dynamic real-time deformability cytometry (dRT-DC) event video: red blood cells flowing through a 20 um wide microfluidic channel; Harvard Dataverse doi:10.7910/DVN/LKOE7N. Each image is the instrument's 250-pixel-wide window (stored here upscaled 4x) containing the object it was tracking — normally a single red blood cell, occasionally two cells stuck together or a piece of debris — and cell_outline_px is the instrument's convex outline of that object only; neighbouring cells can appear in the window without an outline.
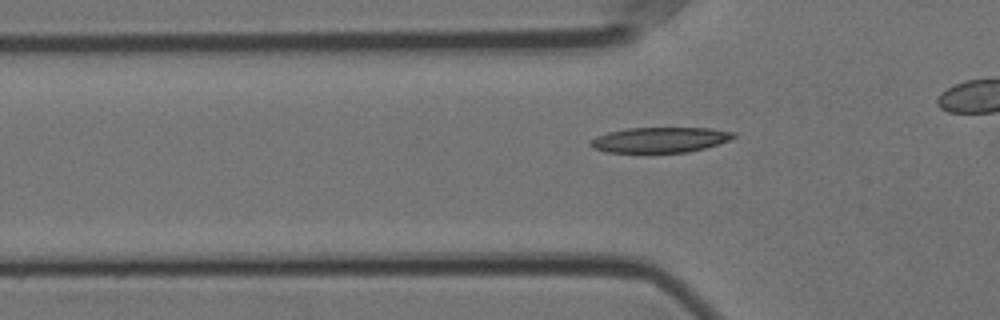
{"species": "Egyptian fruit bat (a non-hibernating species)", "species_latin": "Rousettus aegyptiacus", "temperature_condition": "cold", "stored_images_in_passage": 45, "camera_frame_rate_fps": 3000, "um_per_image_px": 0.085, "animal": {"sex": "female"}, "frame": {"image": 1, "passage_image": 18, "time_ms": 5.667, "image_size_px": [1000, 320], "cell_outline_px": [[736, 136], [728, 140], [704, 148], [688, 152], [608, 152], [592, 148], [588, 144], [588, 140], [596, 136], [608, 132], [628, 128], [708, 128], [736, 132]], "centroid_in_image_um": [56.04, 11.88], "position_along_channel_um": 69.8, "area_um2": 21.04}}
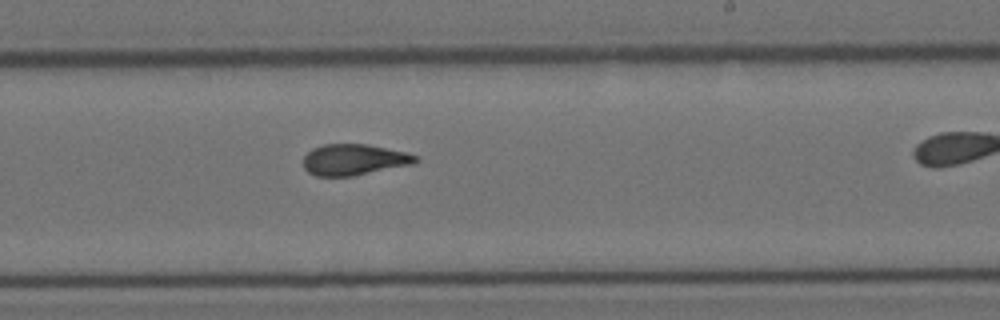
{"frame": {"image": 2, "passage_image": 34, "time_ms": 11.0, "image_size_px": [1000, 320], "cell_outline_px": [[420, 160], [412, 164], [352, 176], [316, 176], [308, 172], [304, 168], [304, 156], [312, 148], [324, 144], [368, 144], [404, 152], [416, 156]], "centroid_in_image_um": [30.06, 13.57], "position_along_channel_um": 258.9, "area_um2": 20.17}}
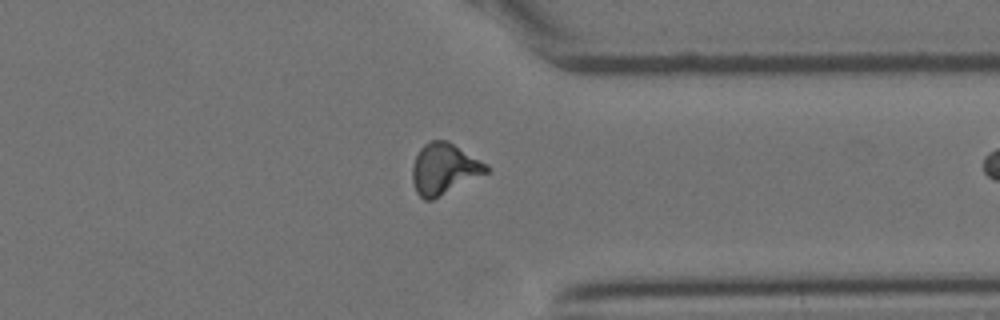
{"frame": {"image": 3, "passage_image": 44, "time_ms": 14.333, "image_size_px": [1000, 320], "cell_outline_px": [[488, 172], [432, 200], [424, 200], [416, 192], [412, 180], [412, 164], [420, 148], [424, 144], [432, 140], [448, 140], [488, 164]], "centroid_in_image_um": [37.73, 14.34], "position_along_channel_um": 373.7, "area_um2": 21.96}}